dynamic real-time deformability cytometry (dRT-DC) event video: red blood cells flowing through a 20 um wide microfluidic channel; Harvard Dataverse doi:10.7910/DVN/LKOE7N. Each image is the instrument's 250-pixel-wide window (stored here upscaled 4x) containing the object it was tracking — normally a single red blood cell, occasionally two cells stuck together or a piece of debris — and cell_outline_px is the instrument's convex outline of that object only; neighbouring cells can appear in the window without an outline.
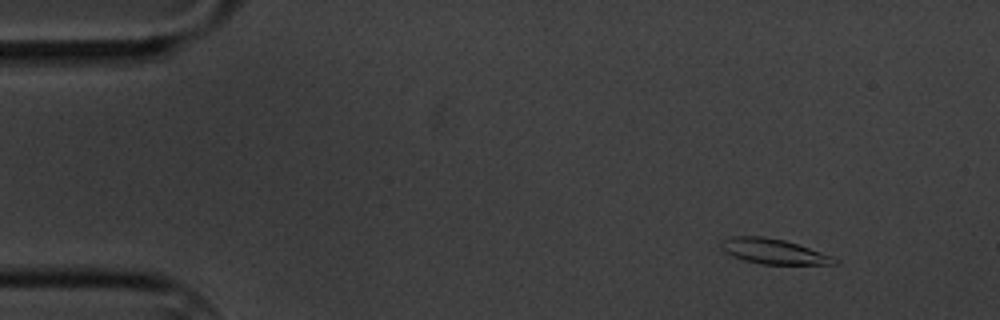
{"species": "common noctule bat (a hibernating species)", "species_latin": "Nyctalus noctula", "temperature_condition": "cold", "stored_images_in_passage": 3, "camera_frame_rate_fps": 3000, "um_per_image_px": 0.085, "animal": {"sex": "male", "body_mass_g": 20.1, "forearm_length_mm": 53.5}, "frame": {"image": 1, "passage_image": 1, "time_ms": 0.0, "image_size_px": [1000, 320], "cell_outline_px": [[840, 260], [836, 264], [760, 264], [744, 260], [732, 256], [724, 252], [720, 248], [720, 240], [732, 236], [764, 236], [784, 240], [832, 256]], "centroid_in_image_um": [65.69, 21.36], "position_along_channel_um": 19.3, "area_um2": 16.59}}